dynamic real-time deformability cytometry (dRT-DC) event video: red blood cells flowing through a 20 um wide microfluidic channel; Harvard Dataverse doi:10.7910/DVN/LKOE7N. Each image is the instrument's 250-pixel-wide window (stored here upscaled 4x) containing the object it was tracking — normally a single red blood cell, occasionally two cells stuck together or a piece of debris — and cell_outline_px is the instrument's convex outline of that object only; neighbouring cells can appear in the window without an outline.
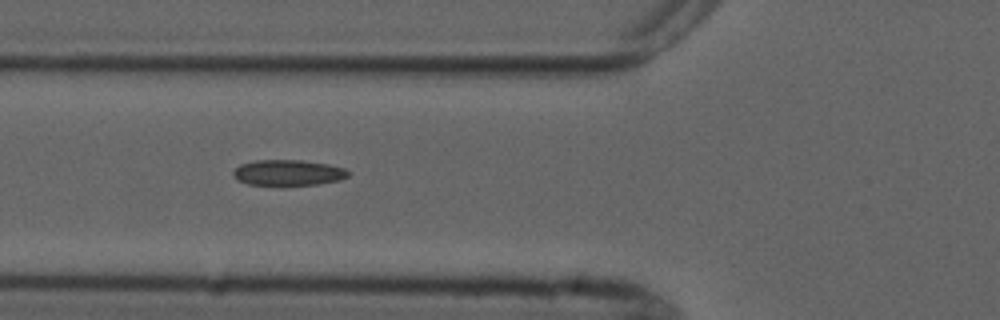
{"species": "common noctule bat (a hibernating species)", "species_latin": "Nyctalus noctula", "temperature_condition": "cold", "stored_images_in_passage": 13, "camera_frame_rate_fps": 3000, "um_per_image_px": 0.085, "animal": {"sex": "male", "forearm_length_mm": 52.5}, "frame": {"image": 1, "passage_image": 5, "time_ms": 5.333, "image_size_px": [1000, 320], "cell_outline_px": [[352, 172], [348, 176], [340, 180], [316, 184], [280, 188], [248, 184], [236, 180], [232, 176], [232, 172], [240, 164], [256, 160], [300, 160], [328, 164], [344, 168]], "centroid_in_image_um": [24.46, 14.72], "position_along_channel_um": 101.3, "area_um2": 18.09}}
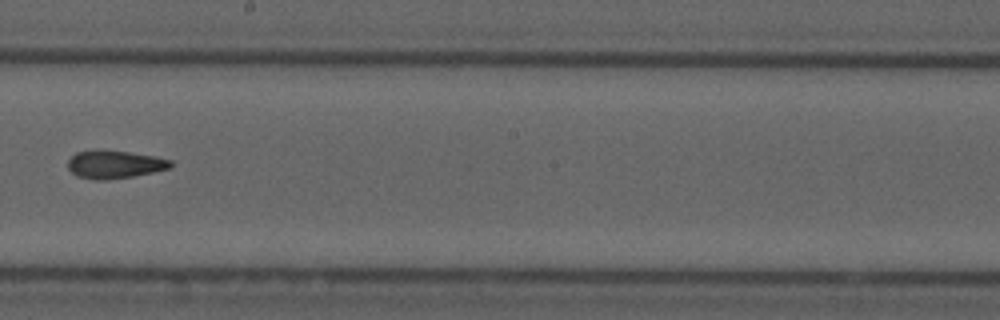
{"frame": {"image": 2, "passage_image": 8, "time_ms": 9.0, "image_size_px": [1000, 320], "cell_outline_px": [[172, 168], [132, 176], [104, 180], [96, 180], [76, 176], [68, 168], [68, 160], [76, 152], [128, 152], [152, 156], [172, 160]], "centroid_in_image_um": [9.76, 14.01], "position_along_channel_um": 238.4, "area_um2": 16.13}}
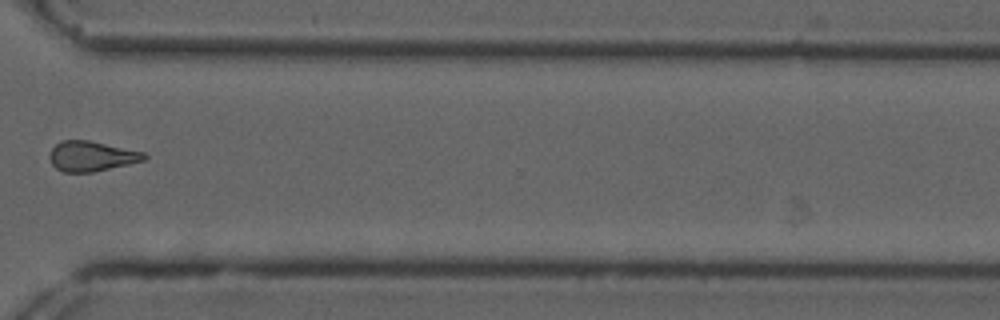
{"frame": {"image": 3, "passage_image": 11, "time_ms": 12.333, "image_size_px": [1000, 320], "cell_outline_px": [[148, 156], [144, 160], [128, 164], [92, 172], [64, 172], [56, 168], [52, 164], [48, 156], [52, 148], [60, 140], [88, 140], [144, 152]], "centroid_in_image_um": [7.75, 13.27], "position_along_channel_um": 362.9, "area_um2": 16.47}}